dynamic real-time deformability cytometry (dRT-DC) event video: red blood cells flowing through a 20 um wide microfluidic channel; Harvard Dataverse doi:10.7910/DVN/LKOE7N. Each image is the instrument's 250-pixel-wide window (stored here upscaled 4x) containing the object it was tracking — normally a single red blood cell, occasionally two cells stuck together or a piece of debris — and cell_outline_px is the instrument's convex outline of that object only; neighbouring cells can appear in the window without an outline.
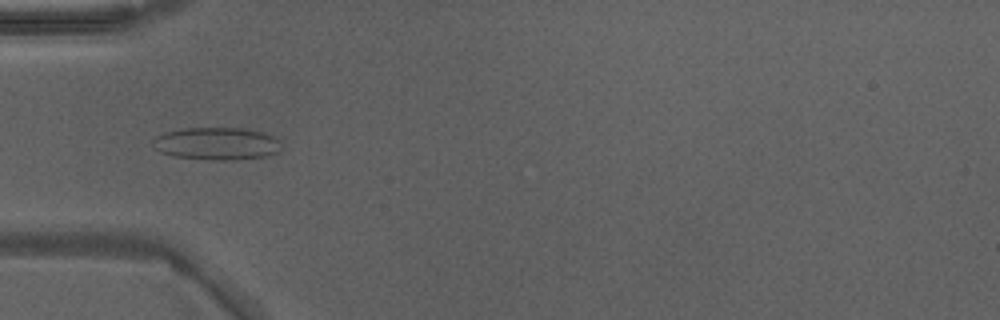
{"species": "Egyptian fruit bat (a non-hibernating species)", "species_latin": "Rousettus aegyptiacus", "temperature_condition": "warm", "stored_images_in_passage": 48, "camera_frame_rate_fps": 3000, "um_per_image_px": 0.085, "animal": {"sex": "male"}, "frame": {"image": 1, "passage_image": 16, "time_ms": 5.0, "image_size_px": [1000, 320], "cell_outline_px": [[280, 152], [268, 156], [232, 160], [212, 160], [176, 156], [160, 152], [152, 144], [152, 140], [156, 136], [164, 132], [184, 128], [244, 128], [264, 132], [280, 140]], "centroid_in_image_um": [18.45, 12.2], "position_along_channel_um": 66.6, "area_um2": 24.51}}
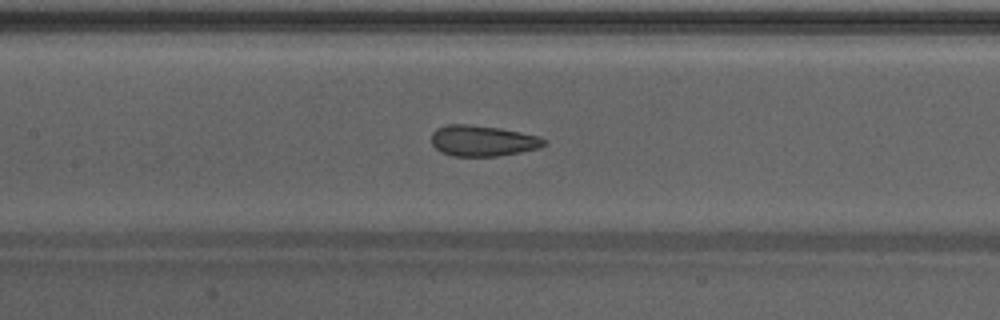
{"frame": {"image": 2, "passage_image": 23, "time_ms": 7.333, "image_size_px": [1000, 320], "cell_outline_px": [[548, 144], [540, 148], [520, 152], [496, 156], [452, 156], [440, 152], [432, 144], [432, 132], [436, 128], [448, 124], [468, 124], [500, 128], [540, 136], [548, 140]], "centroid_in_image_um": [41.05, 11.96], "position_along_channel_um": 166.3, "area_um2": 20.46}}
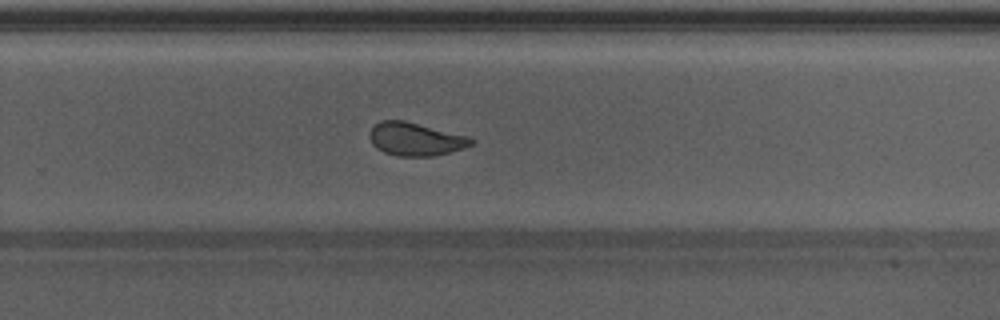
{"frame": {"image": 3, "passage_image": 32, "time_ms": 10.333, "image_size_px": [1000, 320], "cell_outline_px": [[476, 140], [472, 144], [464, 148], [432, 156], [396, 156], [384, 152], [376, 148], [372, 144], [368, 136], [368, 132], [380, 120], [404, 120], [468, 136]], "centroid_in_image_um": [35.28, 11.82], "position_along_channel_um": 294.5, "area_um2": 19.65}, "authors_computed_cell_mechanics": {"area_um2": 21.2415, "velocity_mm_per_s": 4.2896, "shape_relaxation_time_tau1_ms": null, "shape_relaxation_time_tau2_ms": 0.9684, "deformation_change_tau1": null, "deformation_change_tau2": 0.0624}}